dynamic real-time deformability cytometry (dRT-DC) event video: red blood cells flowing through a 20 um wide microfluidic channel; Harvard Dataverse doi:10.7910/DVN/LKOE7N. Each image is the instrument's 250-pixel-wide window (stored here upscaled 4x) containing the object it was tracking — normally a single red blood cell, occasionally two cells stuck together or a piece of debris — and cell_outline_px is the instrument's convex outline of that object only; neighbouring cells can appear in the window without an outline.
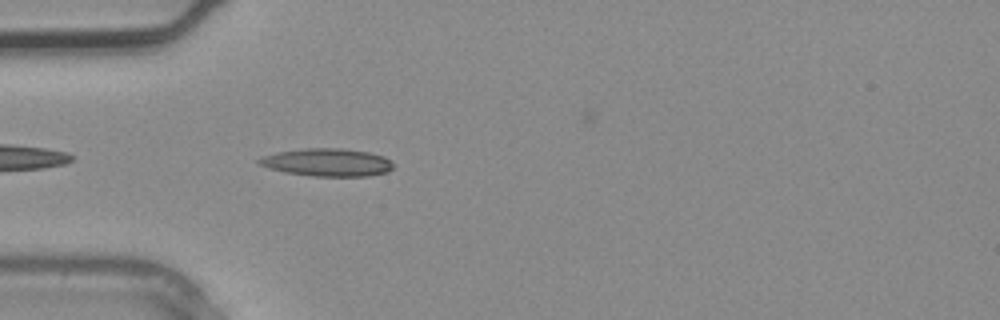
{"species": "common noctule bat (a hibernating species)", "species_latin": "Nyctalus noctula", "temperature_condition": "warm", "stored_images_in_passage": 2, "camera_frame_rate_fps": 3000, "um_per_image_px": 0.085, "animal": {"sex": "male", "body_mass_g": 20.4}, "frame": {"image": 1, "passage_image": 2, "time_ms": 0.333, "image_size_px": [1000, 320], "cell_outline_px": [[392, 168], [388, 172], [368, 176], [312, 176], [284, 172], [268, 168], [260, 164], [256, 160], [264, 156], [276, 152], [304, 148], [340, 148], [368, 152], [384, 156], [392, 164]], "centroid_in_image_um": [27.8, 13.8], "position_along_channel_um": 57.2, "area_um2": 21.68}}